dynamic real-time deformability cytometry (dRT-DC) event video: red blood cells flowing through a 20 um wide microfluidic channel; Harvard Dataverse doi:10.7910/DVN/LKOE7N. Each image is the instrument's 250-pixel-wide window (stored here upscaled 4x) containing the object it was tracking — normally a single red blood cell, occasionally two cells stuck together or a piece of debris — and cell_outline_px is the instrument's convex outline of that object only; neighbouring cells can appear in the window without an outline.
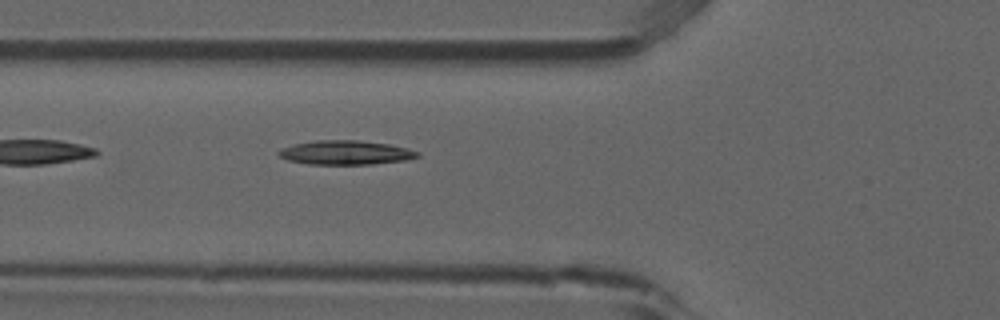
{"species": "common noctule bat (a hibernating species)", "species_latin": "Nyctalus noctula", "temperature_condition": "room temperature", "stored_images_in_passage": 6, "camera_frame_rate_fps": 3000, "um_per_image_px": 0.085, "animal": {"sex": "male", "forearm_length_mm": 52.5}, "frame": {"image": 1, "passage_image": 6, "time_ms": 1.667, "image_size_px": [1000, 320], "cell_outline_px": [[420, 156], [408, 160], [372, 164], [308, 164], [288, 160], [280, 156], [276, 152], [284, 148], [296, 144], [316, 140], [356, 140], [388, 144], [420, 152]], "centroid_in_image_um": [29.4, 12.97], "position_along_channel_um": 96.4, "area_um2": 19.31}}